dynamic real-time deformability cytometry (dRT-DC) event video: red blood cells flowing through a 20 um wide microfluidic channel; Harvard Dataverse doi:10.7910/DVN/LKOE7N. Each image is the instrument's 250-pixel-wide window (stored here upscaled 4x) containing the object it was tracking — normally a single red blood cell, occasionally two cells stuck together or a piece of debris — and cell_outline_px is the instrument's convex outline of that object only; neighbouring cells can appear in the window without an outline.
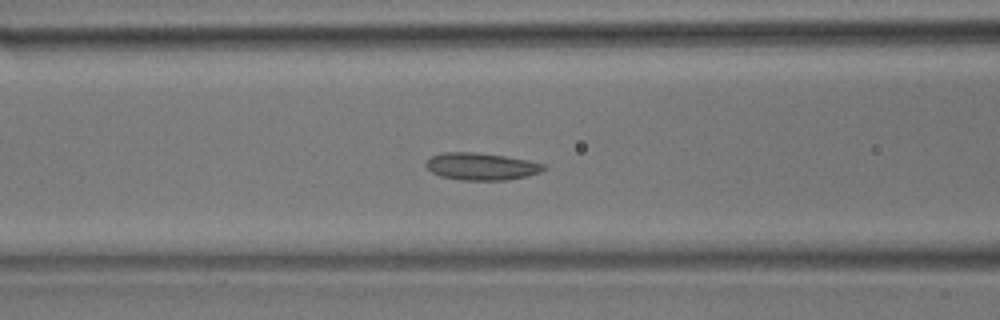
{"species": "common noctule bat (a hibernating species)", "species_latin": "Nyctalus noctula", "temperature_condition": "room temperature", "stored_images_in_passage": 47, "camera_frame_rate_fps": 3000, "um_per_image_px": 0.085, "animal": {"sex": "male", "body_mass_g": 17.9}, "frame": {"image": 1, "passage_image": 18, "time_ms": 5.667, "image_size_px": [1000, 320], "cell_outline_px": [[548, 168], [540, 172], [524, 176], [504, 180], [460, 180], [440, 176], [432, 172], [424, 164], [432, 156], [440, 152], [476, 152], [504, 156], [528, 160], [544, 164]], "centroid_in_image_um": [40.89, 14.14], "position_along_channel_um": 125.7, "area_um2": 18.61}}
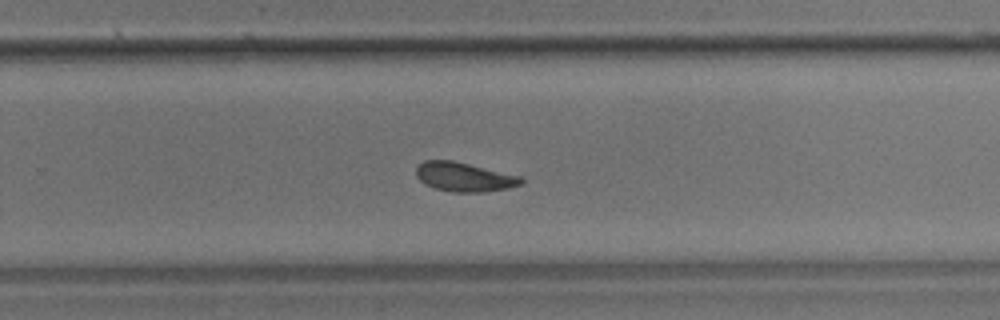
{"frame": {"image": 2, "passage_image": 30, "time_ms": 9.667, "image_size_px": [1000, 320], "cell_outline_px": [[524, 180], [520, 184], [508, 188], [480, 192], [452, 192], [436, 188], [424, 184], [416, 176], [416, 168], [424, 160], [452, 160], [524, 176]], "centroid_in_image_um": [39.48, 15.03], "position_along_channel_um": 290.3, "area_um2": 17.92}}
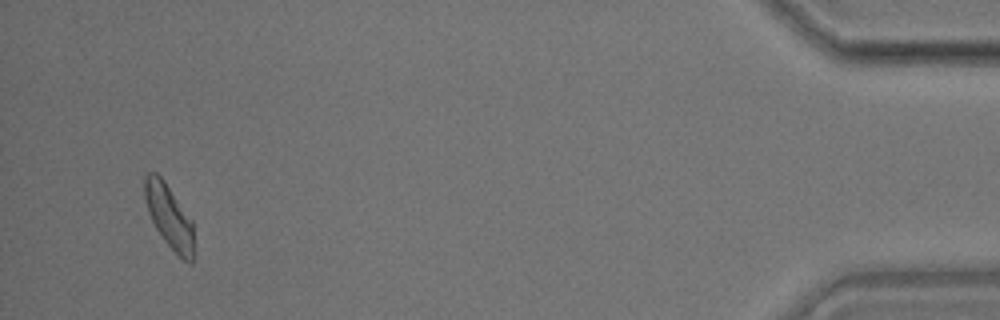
{"frame": {"image": 3, "passage_image": 45, "time_ms": 14.667, "image_size_px": [1000, 320], "cell_outline_px": [[192, 264], [184, 260], [164, 240], [156, 228], [148, 212], [144, 196], [144, 176], [148, 172], [156, 172], [164, 180], [192, 220]], "centroid_in_image_um": [14.34, 18.33], "position_along_channel_um": 420.9, "area_um2": 17.8}}